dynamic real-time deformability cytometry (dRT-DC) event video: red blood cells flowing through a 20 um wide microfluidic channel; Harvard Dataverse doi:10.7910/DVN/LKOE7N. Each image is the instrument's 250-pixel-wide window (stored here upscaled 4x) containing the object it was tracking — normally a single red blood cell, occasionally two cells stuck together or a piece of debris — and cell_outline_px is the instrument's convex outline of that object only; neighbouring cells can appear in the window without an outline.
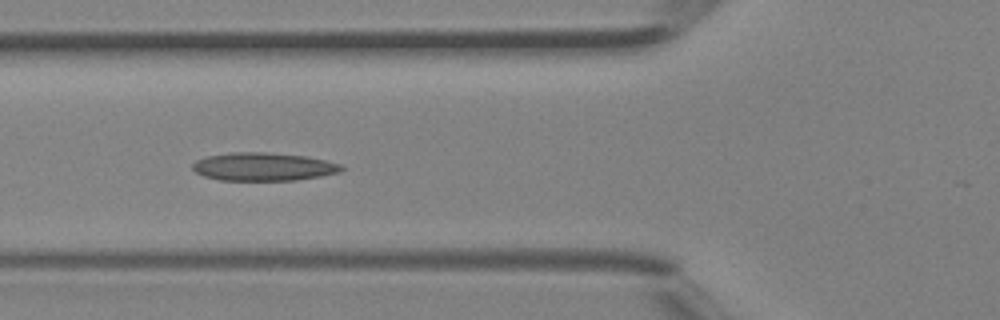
{"species": "Egyptian fruit bat (a non-hibernating species)", "species_latin": "Rousettus aegyptiacus", "temperature_condition": "room temperature", "stored_images_in_passage": 9, "camera_frame_rate_fps": 3000, "um_per_image_px": 0.085, "animal": {"sex": "female"}, "frame": {"image": 1, "passage_image": 6, "time_ms": 1.667, "image_size_px": [1000, 320], "cell_outline_px": [[344, 168], [340, 172], [320, 176], [296, 180], [220, 180], [204, 176], [196, 172], [192, 168], [192, 164], [196, 160], [208, 156], [232, 152], [264, 152], [308, 156], [340, 164]], "centroid_in_image_um": [22.38, 14.16], "position_along_channel_um": 103.4, "area_um2": 24.33}}